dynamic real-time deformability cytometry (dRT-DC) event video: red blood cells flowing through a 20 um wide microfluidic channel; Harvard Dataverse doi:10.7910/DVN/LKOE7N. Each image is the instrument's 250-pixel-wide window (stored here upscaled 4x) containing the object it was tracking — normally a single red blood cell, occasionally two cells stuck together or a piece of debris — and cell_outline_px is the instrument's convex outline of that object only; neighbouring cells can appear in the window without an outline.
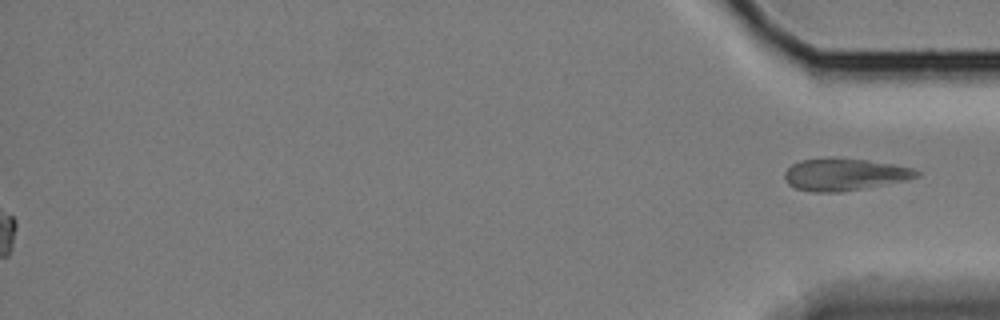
{"species": "Egyptian fruit bat (a non-hibernating species)", "species_latin": "Rousettus aegyptiacus", "temperature_condition": "cold", "stored_images_in_passage": 47, "segment_of_instrument_passage": [2, 2], "camera_frame_rate_fps": 3000, "um_per_image_px": 0.085, "animal": {"sex": "female"}, "frame": {"image": 1, "passage_image": 47, "time_ms": 15.333, "image_size_px": [1000, 320], "cell_outline_px": [[920, 176], [904, 180], [840, 192], [812, 192], [796, 188], [788, 184], [784, 180], [784, 172], [792, 164], [800, 160], [824, 156], [836, 156], [868, 160], [896, 164], [912, 168], [920, 172]], "centroid_in_image_um": [71.73, 14.79], "position_along_channel_um": 363.5, "area_um2": 25.09}}